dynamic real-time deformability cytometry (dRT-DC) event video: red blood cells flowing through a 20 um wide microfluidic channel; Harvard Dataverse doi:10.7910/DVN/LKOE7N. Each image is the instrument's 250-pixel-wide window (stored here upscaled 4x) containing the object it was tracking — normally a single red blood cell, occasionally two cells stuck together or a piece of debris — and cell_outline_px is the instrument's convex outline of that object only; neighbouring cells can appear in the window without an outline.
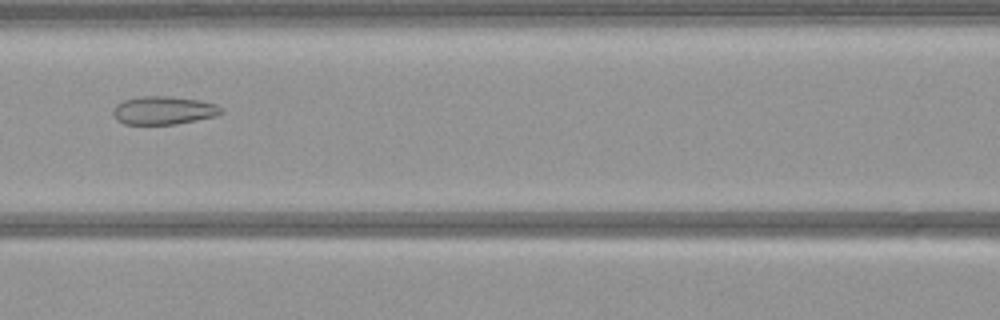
{"species": "common noctule bat (a hibernating species)", "species_latin": "Nyctalus noctula", "temperature_condition": "warm", "stored_images_in_passage": 53, "camera_frame_rate_fps": 3000, "um_per_image_px": 0.085, "animal": {"sex": "female", "body_mass_g": 21.9}, "frame": {"image": 1, "passage_image": 23, "time_ms": 7.333, "image_size_px": [1000, 320], "cell_outline_px": [[224, 112], [216, 116], [176, 124], [124, 124], [116, 120], [112, 112], [112, 108], [116, 104], [124, 100], [136, 96], [168, 96], [200, 100], [216, 104], [224, 108]], "centroid_in_image_um": [13.9, 9.37], "position_along_channel_um": 152.7, "area_um2": 18.03}}
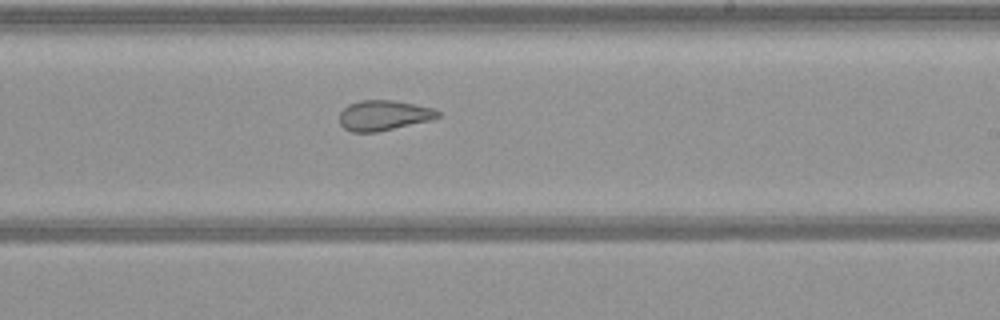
{"frame": {"image": 2, "passage_image": 31, "time_ms": 10.0, "image_size_px": [1000, 320], "cell_outline_px": [[440, 116], [432, 120], [376, 132], [352, 132], [344, 128], [340, 124], [340, 112], [348, 104], [360, 100], [392, 100], [436, 108], [440, 112]], "centroid_in_image_um": [32.63, 9.8], "position_along_channel_um": 256.4, "area_um2": 17.4}}
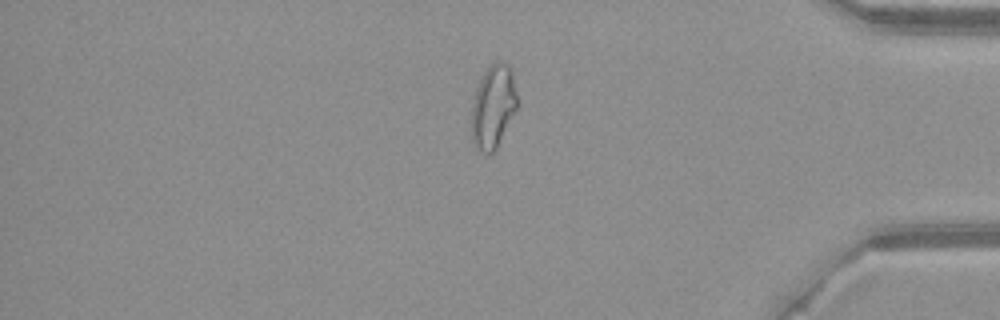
{"frame": {"image": 3, "passage_image": 44, "time_ms": 14.333, "image_size_px": [1000, 320], "cell_outline_px": [[516, 108], [496, 148], [488, 156], [484, 156], [476, 148], [472, 140], [472, 104], [476, 88], [484, 72], [496, 60], [500, 60], [508, 64], [512, 68], [516, 92]], "centroid_in_image_um": [41.9, 9.06], "position_along_channel_um": 393.3, "area_um2": 22.08}}